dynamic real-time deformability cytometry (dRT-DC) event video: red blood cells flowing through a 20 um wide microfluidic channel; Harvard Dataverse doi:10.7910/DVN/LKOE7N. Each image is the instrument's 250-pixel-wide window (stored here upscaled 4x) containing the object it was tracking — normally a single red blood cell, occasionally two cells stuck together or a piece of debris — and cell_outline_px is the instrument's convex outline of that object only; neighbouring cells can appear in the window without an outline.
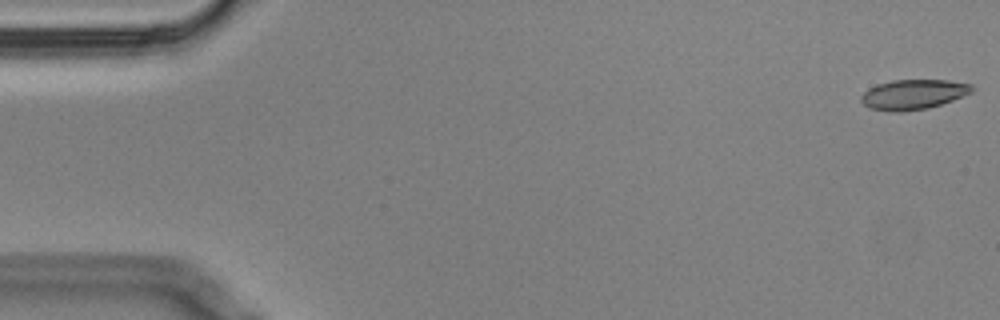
{"species": "Egyptian fruit bat (a non-hibernating species)", "species_latin": "Rousettus aegyptiacus", "temperature_condition": "cold", "stored_images_in_passage": 57, "segment_of_instrument_passage": [1, 2], "camera_frame_rate_fps": 3000, "um_per_image_px": 0.085, "animal": {"sex": "male"}, "frame": {"image": 1, "passage_image": 1, "time_ms": 0.0, "image_size_px": [1000, 320], "cell_outline_px": [[976, 88], [972, 92], [952, 100], [928, 108], [904, 112], [888, 112], [868, 108], [860, 100], [860, 96], [868, 88], [876, 84], [892, 80], [948, 80], [972, 84]], "centroid_in_image_um": [77.6, 8.03], "position_along_channel_um": 7.4, "area_um2": 19.59}}
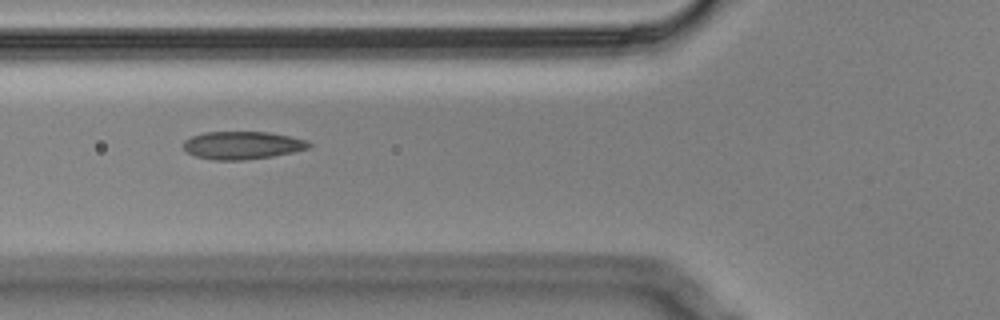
{"frame": {"image": 2, "passage_image": 21, "time_ms": 6.667, "image_size_px": [1000, 320], "cell_outline_px": [[312, 144], [308, 148], [292, 152], [272, 156], [244, 160], [212, 160], [196, 156], [188, 152], [184, 148], [184, 140], [192, 136], [204, 132], [268, 132], [308, 140]], "centroid_in_image_um": [20.59, 12.35], "position_along_channel_um": 105.2, "area_um2": 20.23}}
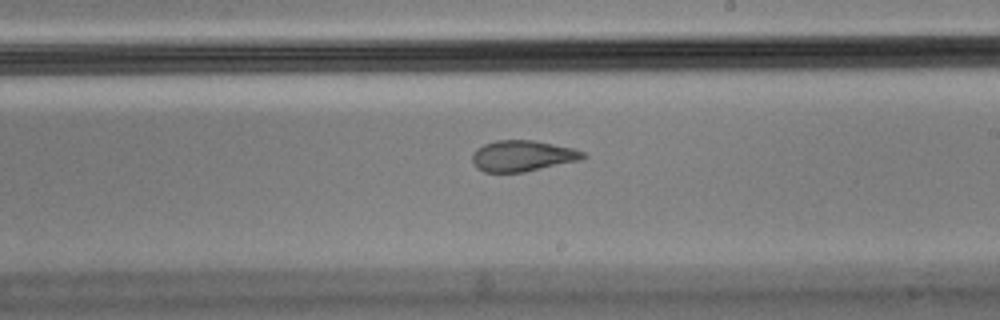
{"frame": {"image": 3, "passage_image": 33, "time_ms": 10.667, "image_size_px": [1000, 320], "cell_outline_px": [[588, 156], [580, 160], [524, 172], [484, 172], [476, 168], [472, 160], [472, 156], [476, 148], [484, 144], [496, 140], [532, 140], [572, 148], [584, 152]], "centroid_in_image_um": [44.39, 13.25], "position_along_channel_um": 244.6, "area_um2": 19.94}}